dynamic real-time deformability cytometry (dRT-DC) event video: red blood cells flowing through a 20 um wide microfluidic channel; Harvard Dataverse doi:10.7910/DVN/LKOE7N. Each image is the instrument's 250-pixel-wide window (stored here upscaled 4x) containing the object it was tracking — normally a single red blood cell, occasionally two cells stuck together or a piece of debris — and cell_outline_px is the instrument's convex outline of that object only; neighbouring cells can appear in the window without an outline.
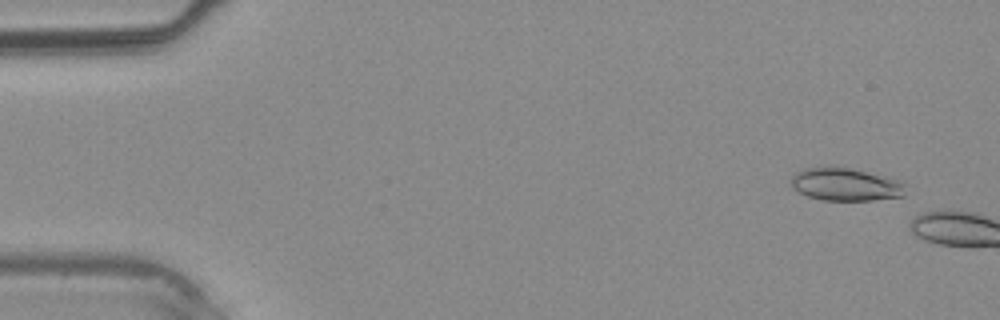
{"species": "common noctule bat (a hibernating species)", "species_latin": "Nyctalus noctula", "temperature_condition": "warm", "stored_images_in_passage": 5, "camera_frame_rate_fps": 3000, "um_per_image_px": 0.085, "animal": {"sex": "male", "body_mass_g": 20.4}, "frame": {"image": 1, "passage_image": 3, "time_ms": 0.667, "image_size_px": [1000, 320], "cell_outline_px": [[904, 196], [872, 200], [824, 200], [808, 196], [792, 188], [792, 176], [796, 172], [804, 168], [828, 164], [852, 168], [900, 180], [904, 184]], "centroid_in_image_um": [71.84, 15.64], "position_along_channel_um": 13.2, "area_um2": 22.2}}